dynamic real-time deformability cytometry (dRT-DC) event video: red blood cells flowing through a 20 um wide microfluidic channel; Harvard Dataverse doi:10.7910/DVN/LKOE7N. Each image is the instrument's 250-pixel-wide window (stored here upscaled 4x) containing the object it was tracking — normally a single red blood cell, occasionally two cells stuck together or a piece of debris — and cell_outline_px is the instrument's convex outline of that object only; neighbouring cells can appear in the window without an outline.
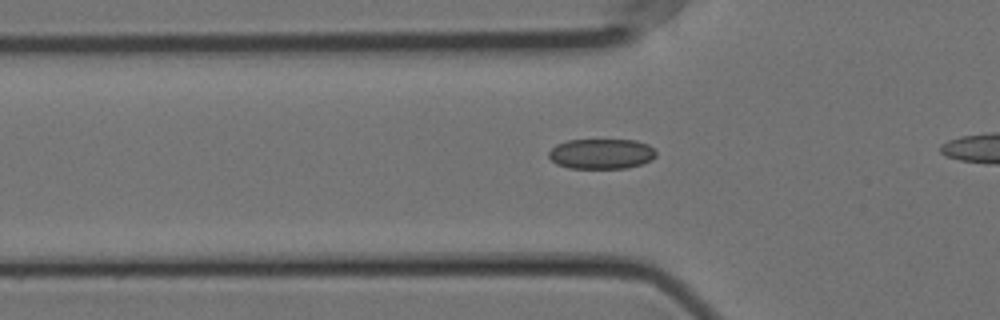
{"species": "Egyptian fruit bat (a non-hibernating species)", "species_latin": "Rousettus aegyptiacus", "temperature_condition": "cold", "stored_images_in_passage": 25, "camera_frame_rate_fps": 3000, "um_per_image_px": 0.085, "animal": {"sex": "female"}, "frame": {"image": 1, "passage_image": 12, "time_ms": 3.667, "image_size_px": [1000, 320], "cell_outline_px": [[656, 156], [652, 160], [628, 168], [568, 168], [556, 164], [548, 156], [548, 152], [556, 144], [568, 140], [636, 140], [648, 144], [656, 152]], "centroid_in_image_um": [51.11, 13.07], "position_along_channel_um": 74.7, "area_um2": 18.96}}
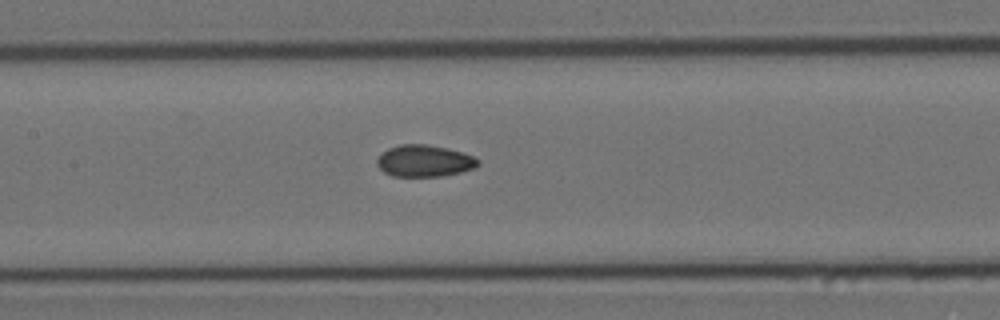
{"frame": {"image": 2, "passage_image": 20, "time_ms": 6.333, "image_size_px": [1000, 320], "cell_outline_px": [[480, 164], [476, 168], [460, 172], [440, 176], [392, 176], [384, 172], [376, 164], [376, 160], [388, 148], [400, 144], [424, 144], [448, 148], [472, 156], [480, 160]], "centroid_in_image_um": [36.08, 13.68], "position_along_channel_um": 171.3, "area_um2": 18.61}}
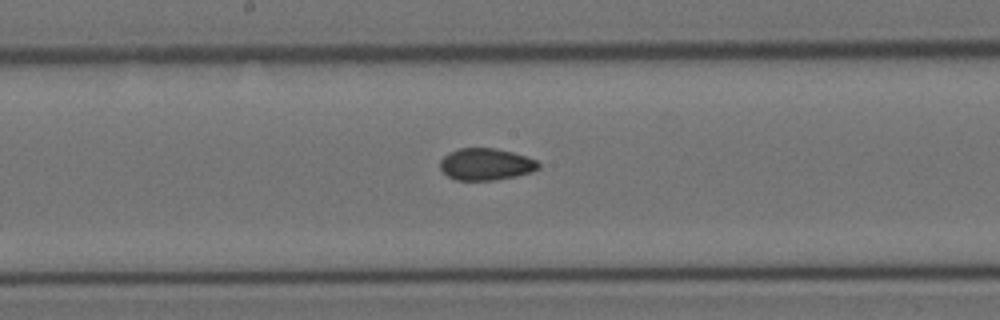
{"frame": {"image": 3, "passage_image": 23, "time_ms": 7.333, "image_size_px": [1000, 320], "cell_outline_px": [[540, 168], [532, 172], [516, 176], [492, 180], [456, 180], [448, 176], [440, 168], [440, 160], [444, 156], [460, 148], [496, 148], [512, 152], [536, 160], [540, 164]], "centroid_in_image_um": [41.31, 13.96], "position_along_channel_um": 206.9, "area_um2": 18.15}}